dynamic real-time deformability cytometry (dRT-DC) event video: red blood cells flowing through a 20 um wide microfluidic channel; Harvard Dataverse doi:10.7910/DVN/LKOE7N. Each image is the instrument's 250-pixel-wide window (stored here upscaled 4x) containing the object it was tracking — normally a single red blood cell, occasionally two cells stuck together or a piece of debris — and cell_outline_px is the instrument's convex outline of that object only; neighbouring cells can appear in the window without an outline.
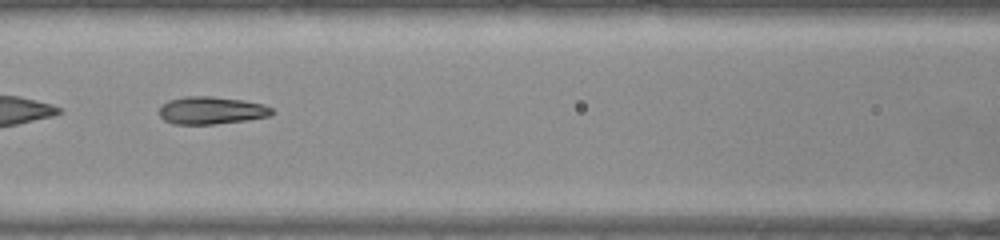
{"species": "common noctule bat (a hibernating species)", "species_latin": "Nyctalus noctula", "temperature_condition": "warm", "stored_images_in_passage": 53, "camera_frame_rate_fps": 3000, "um_per_image_px": 0.085, "animal": {"sex": "female", "body_mass_g": 22.0, "forearm_length_mm": 56.7}, "frame": {"image": 1, "passage_image": 23, "time_ms": 7.333, "image_size_px": [1000, 240], "cell_outline_px": [[276, 112], [268, 116], [248, 120], [212, 124], [172, 124], [164, 120], [160, 116], [160, 108], [168, 100], [184, 96], [212, 96], [244, 100], [264, 104], [272, 108]], "centroid_in_image_um": [17.99, 9.38], "position_along_channel_um": 148.6, "area_um2": 18.21}, "authors_computed_cell_mechanics": {"area_um2": 18.6694, "velocity_mm_per_s": 3.8626, "shape_relaxation_time_tau1_ms": 8.1745, "shape_relaxation_time_tau2_ms": 1.2114, "deformation_change_tau1": 0.2967, "deformation_change_tau2": 0.086}}